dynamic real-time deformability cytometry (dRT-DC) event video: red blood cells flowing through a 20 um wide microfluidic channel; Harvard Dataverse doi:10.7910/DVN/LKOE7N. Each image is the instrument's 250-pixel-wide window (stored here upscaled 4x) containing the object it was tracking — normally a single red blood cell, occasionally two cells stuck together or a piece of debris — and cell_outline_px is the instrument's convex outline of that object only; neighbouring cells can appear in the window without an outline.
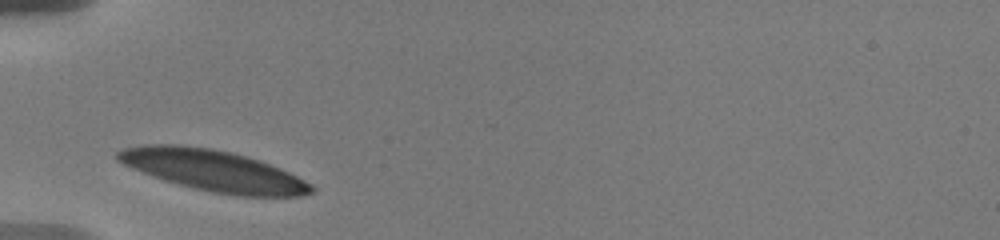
{"species": "human", "species_latin": "Homo sapiens", "temperature_condition": "warm", "stored_images_in_passage": 7, "camera_frame_rate_fps": 3000, "um_per_image_px": 0.085, "donor": {"sex": "male"}, "frame": {"image": 1, "passage_image": 1, "time_ms": 0.0, "image_size_px": [1000, 240], "cell_outline_px": [[316, 188], [312, 192], [300, 196], [240, 196], [212, 192], [164, 180], [152, 176], [132, 168], [116, 160], [116, 152], [124, 148], [140, 144], [184, 144], [212, 148], [232, 152], [248, 156], [260, 160], [280, 168], [312, 184]], "centroid_in_image_um": [18.12, 14.48], "position_along_channel_um": 66.9, "area_um2": 46.47}}
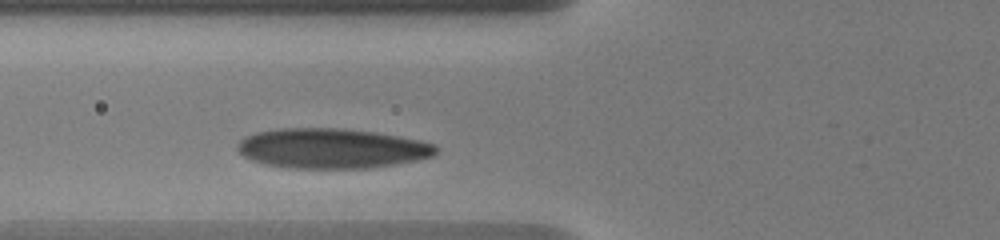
{"frame": {"image": 2, "passage_image": 6, "time_ms": 1.0, "image_size_px": [1000, 240], "cell_outline_px": [[440, 148], [432, 156], [416, 160], [396, 164], [368, 168], [288, 168], [264, 164], [252, 160], [244, 156], [236, 148], [236, 144], [244, 136], [256, 132], [276, 128], [340, 128], [372, 132], [420, 140], [436, 144]], "centroid_in_image_um": [28.17, 12.61], "position_along_channel_um": 97.6, "area_um2": 46.36}}